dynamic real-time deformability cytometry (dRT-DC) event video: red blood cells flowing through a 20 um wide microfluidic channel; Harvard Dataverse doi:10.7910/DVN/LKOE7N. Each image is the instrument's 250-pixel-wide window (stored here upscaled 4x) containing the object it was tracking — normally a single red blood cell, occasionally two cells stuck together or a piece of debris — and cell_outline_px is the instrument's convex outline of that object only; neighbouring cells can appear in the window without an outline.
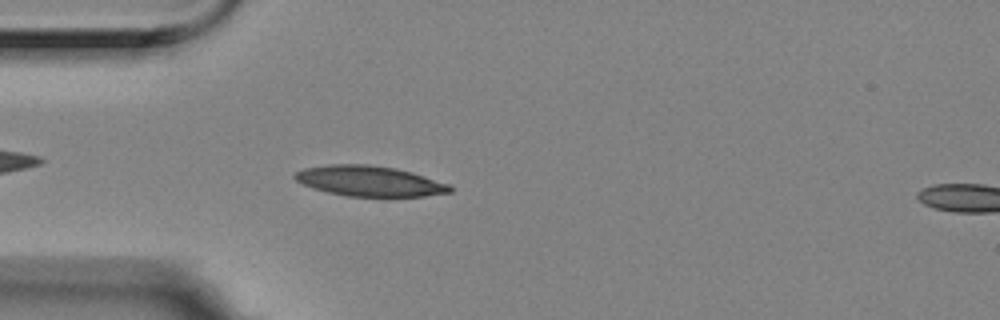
{"species": "Egyptian fruit bat (a non-hibernating species)", "species_latin": "Rousettus aegyptiacus", "temperature_condition": "room temperature", "stored_images_in_passage": 46, "camera_frame_rate_fps": 3000, "um_per_image_px": 0.085, "animal": {"sex": "female"}, "frame": {"image": 1, "passage_image": 5, "time_ms": 1.333, "image_size_px": [1000, 320], "cell_outline_px": [[452, 192], [424, 196], [348, 196], [328, 192], [312, 188], [296, 180], [292, 176], [296, 172], [304, 168], [328, 164], [368, 164], [396, 168], [412, 172], [452, 184]], "centroid_in_image_um": [31.44, 15.38], "position_along_channel_um": 53.6, "area_um2": 27.57}}
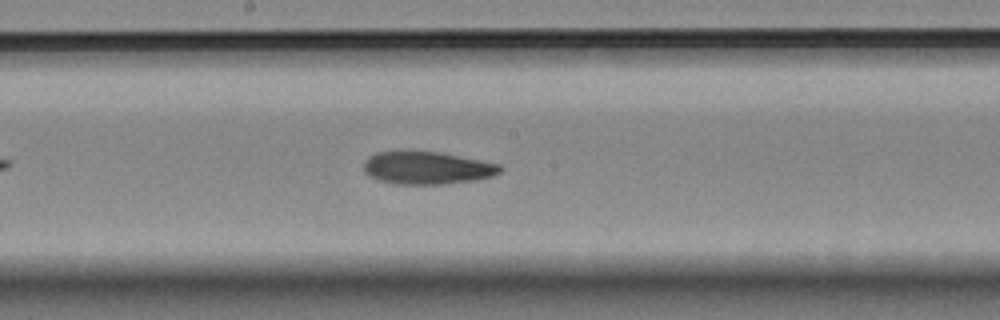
{"frame": {"image": 2, "passage_image": 19, "time_ms": 6.0, "image_size_px": [1000, 320], "cell_outline_px": [[504, 168], [500, 172], [492, 176], [476, 180], [444, 184], [396, 184], [380, 180], [364, 172], [364, 160], [368, 156], [376, 152], [440, 152], [500, 164]], "centroid_in_image_um": [36.32, 14.28], "position_along_channel_um": 211.9, "area_um2": 25.78}}
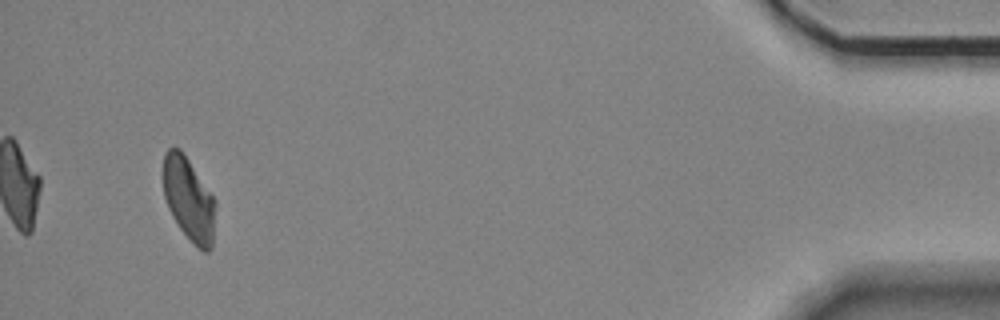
{"frame": {"image": 3, "passage_image": 43, "time_ms": 14.0, "image_size_px": [1000, 320], "cell_outline_px": [[216, 204], [212, 248], [208, 252], [204, 252], [192, 244], [180, 228], [172, 216], [168, 208], [164, 196], [160, 176], [164, 152], [168, 148], [180, 148], [216, 200]], "centroid_in_image_um": [16.01, 16.92], "position_along_channel_um": 419.2, "area_um2": 26.01}, "authors_computed_cell_mechanics": {"area_um2": 26.2701, "velocity_mm_per_s": 3.5127, "shape_relaxation_time_tau1_ms": 8.0846, "shape_relaxation_time_tau2_ms": 5.6373, "deformation_change_tau1": 0.1828, "deformation_change_tau2": 0.116}}